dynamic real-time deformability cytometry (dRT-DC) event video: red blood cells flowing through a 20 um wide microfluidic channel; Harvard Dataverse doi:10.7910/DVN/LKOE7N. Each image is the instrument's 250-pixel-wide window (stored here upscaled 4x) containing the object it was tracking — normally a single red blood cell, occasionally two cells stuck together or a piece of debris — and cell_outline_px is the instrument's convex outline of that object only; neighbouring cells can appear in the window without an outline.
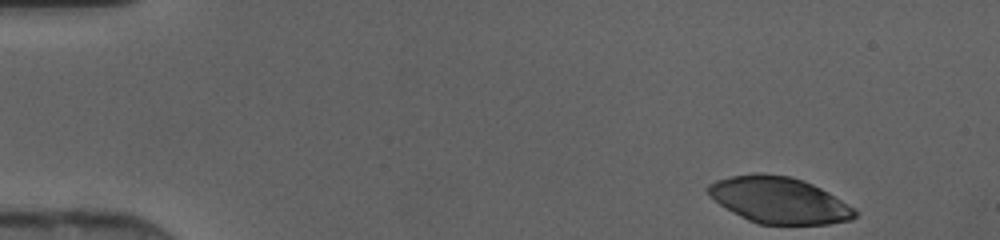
{"species": "human", "species_latin": "Homo sapiens", "temperature_condition": "cold", "stored_images_in_passage": 43, "camera_frame_rate_fps": 3000, "um_per_image_px": 0.085, "donor": {"sex": "female"}, "frame": {"image": 1, "passage_image": 1, "time_ms": 0.0, "image_size_px": [1000, 240], "cell_outline_px": [[856, 216], [852, 220], [828, 224], [756, 224], [732, 212], [720, 204], [708, 192], [708, 184], [716, 180], [732, 176], [760, 172], [788, 176], [804, 180], [828, 192], [856, 208]], "centroid_in_image_um": [66.25, 17.01], "position_along_channel_um": 18.8, "area_um2": 39.54}}
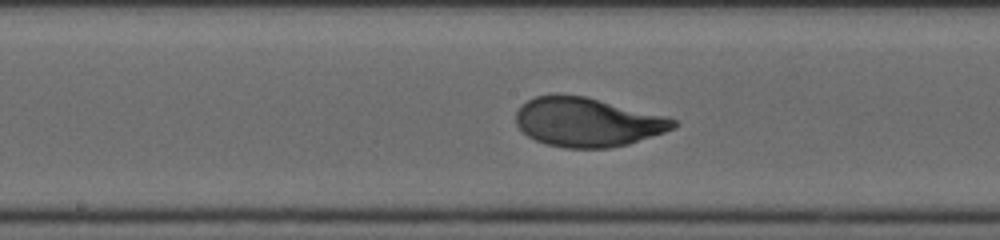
{"frame": {"image": 2, "passage_image": 21, "time_ms": 6.667, "image_size_px": [1000, 240], "cell_outline_px": [[676, 128], [628, 144], [608, 148], [564, 148], [544, 144], [528, 136], [516, 124], [516, 112], [528, 100], [536, 96], [584, 96], [668, 116], [676, 120]], "centroid_in_image_um": [49.96, 10.4], "position_along_channel_um": 198.2, "area_um2": 44.56}}
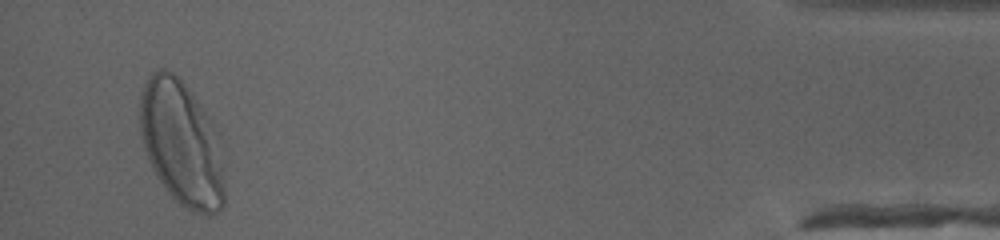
{"frame": {"image": 3, "passage_image": 41, "time_ms": 13.333, "image_size_px": [1000, 240], "cell_outline_px": [[224, 204], [212, 216], [208, 216], [188, 208], [180, 204], [168, 192], [160, 180], [144, 148], [140, 132], [140, 96], [144, 84], [152, 72], [160, 68], [164, 68], [172, 72], [184, 84], [220, 132], [224, 184]], "centroid_in_image_um": [15.46, 12.18], "position_along_channel_um": 419.7, "area_um2": 61.33}}